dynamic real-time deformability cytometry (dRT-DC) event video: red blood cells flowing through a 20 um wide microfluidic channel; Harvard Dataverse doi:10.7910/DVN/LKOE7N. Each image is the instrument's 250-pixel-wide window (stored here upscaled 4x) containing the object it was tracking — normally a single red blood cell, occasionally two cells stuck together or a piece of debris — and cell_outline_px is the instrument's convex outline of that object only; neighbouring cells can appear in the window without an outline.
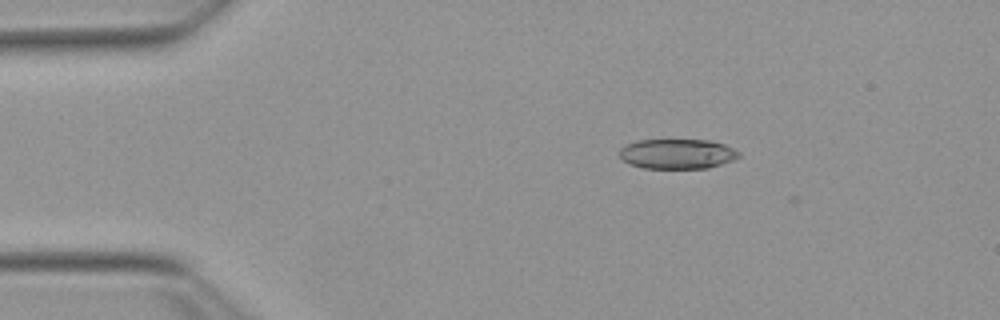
{"species": "Egyptian fruit bat (a non-hibernating species)", "species_latin": "Rousettus aegyptiacus", "temperature_condition": "warm", "stored_images_in_passage": 4, "camera_frame_rate_fps": 3000, "um_per_image_px": 0.085, "animal": {"sex": "female"}, "frame": {"image": 1, "passage_image": 1, "time_ms": 0.0, "image_size_px": [1000, 320], "cell_outline_px": [[740, 156], [736, 160], [708, 168], [644, 168], [628, 164], [620, 160], [620, 148], [636, 140], [708, 140], [724, 144], [740, 152]], "centroid_in_image_um": [57.57, 13.08], "position_along_channel_um": 27.4, "area_um2": 20.98}}